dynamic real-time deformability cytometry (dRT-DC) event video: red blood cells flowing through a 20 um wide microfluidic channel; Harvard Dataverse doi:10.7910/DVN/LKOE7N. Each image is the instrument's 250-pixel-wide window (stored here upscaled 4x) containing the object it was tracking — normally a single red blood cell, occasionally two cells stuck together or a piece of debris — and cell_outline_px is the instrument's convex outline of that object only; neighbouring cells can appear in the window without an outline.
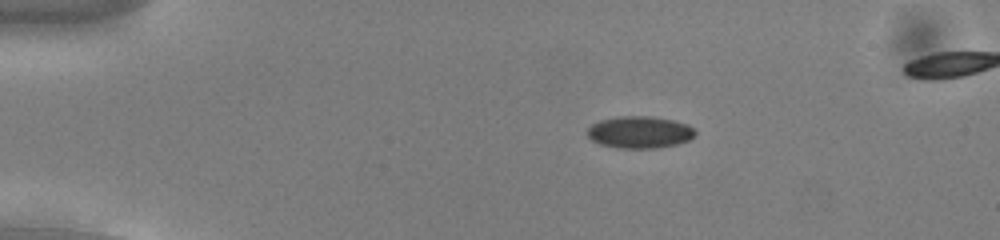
{"species": "common noctule bat (a hibernating species)", "species_latin": "Nyctalus noctula", "temperature_condition": "cold", "stored_images_in_passage": 48, "camera_frame_rate_fps": 3000, "um_per_image_px": 0.085, "animal": {"sex": "male", "body_mass_g": 13.0, "forearm_length_mm": 53.1}, "frame": {"image": 1, "passage_image": 4, "time_ms": 1.0, "image_size_px": [1000, 240], "cell_outline_px": [[696, 136], [688, 140], [676, 144], [656, 148], [616, 148], [600, 144], [592, 140], [584, 132], [592, 124], [600, 120], [620, 116], [652, 116], [672, 120], [688, 124], [696, 132]], "centroid_in_image_um": [54.35, 11.23], "position_along_channel_um": 30.6, "area_um2": 20.23}}
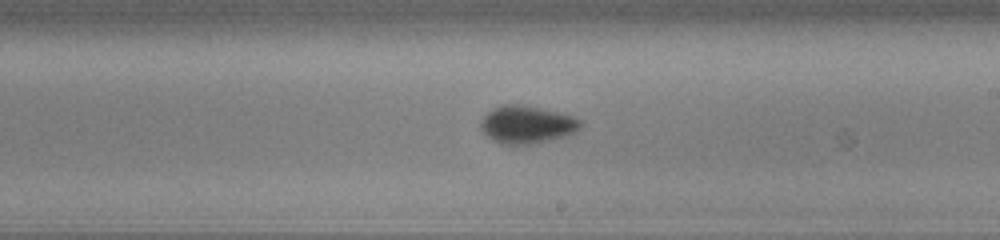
{"frame": {"image": 2, "passage_image": 26, "time_ms": 8.333, "image_size_px": [1000, 240], "cell_outline_px": [[580, 128], [576, 132], [564, 136], [548, 140], [528, 144], [500, 144], [492, 140], [480, 128], [480, 124], [484, 116], [492, 108], [504, 104], [516, 104], [556, 112], [572, 116], [580, 120]], "centroid_in_image_um": [44.74, 10.59], "position_along_channel_um": 244.3, "area_um2": 21.44}}
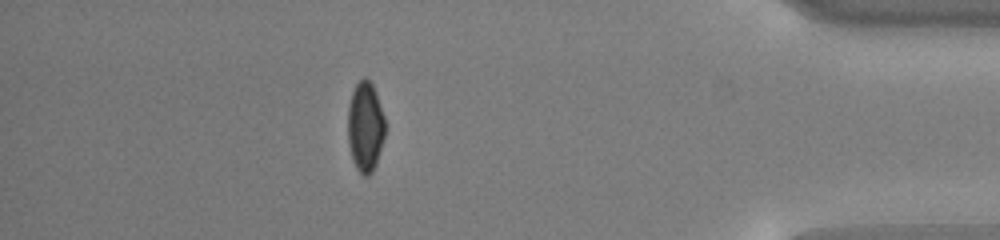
{"frame": {"image": 3, "passage_image": 42, "time_ms": 13.667, "image_size_px": [1000, 240], "cell_outline_px": [[384, 136], [376, 164], [372, 172], [368, 176], [364, 176], [356, 168], [352, 160], [348, 144], [348, 108], [352, 92], [356, 84], [364, 76], [372, 84], [376, 92], [384, 116]], "centroid_in_image_um": [31.04, 10.78], "position_along_channel_um": 404.2, "area_um2": 19.48}, "authors_computed_cell_mechanics": {"area_um2": 20.2011, "velocity_mm_per_s": 3.7609, "shape_relaxation_time_tau1_ms": 1.8881, "shape_relaxation_time_tau2_ms": 2.7948, "deformation_change_tau1": 0.089, "deformation_change_tau2": 0.0476}}